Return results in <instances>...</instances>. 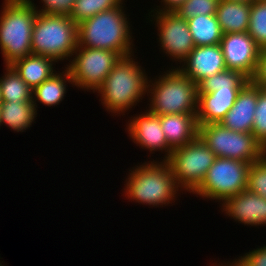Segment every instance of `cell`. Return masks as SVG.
I'll list each match as a JSON object with an SVG mask.
<instances>
[{"instance_id":"6","label":"cell","mask_w":266,"mask_h":266,"mask_svg":"<svg viewBox=\"0 0 266 266\" xmlns=\"http://www.w3.org/2000/svg\"><path fill=\"white\" fill-rule=\"evenodd\" d=\"M248 81L242 73L227 69L202 80L198 84V125L220 123Z\"/></svg>"},{"instance_id":"21","label":"cell","mask_w":266,"mask_h":266,"mask_svg":"<svg viewBox=\"0 0 266 266\" xmlns=\"http://www.w3.org/2000/svg\"><path fill=\"white\" fill-rule=\"evenodd\" d=\"M62 73L55 72L49 79L36 86L32 91V102L37 112V101L45 106H57L66 94V82L74 84L69 70L65 67Z\"/></svg>"},{"instance_id":"27","label":"cell","mask_w":266,"mask_h":266,"mask_svg":"<svg viewBox=\"0 0 266 266\" xmlns=\"http://www.w3.org/2000/svg\"><path fill=\"white\" fill-rule=\"evenodd\" d=\"M219 0H186L175 12L188 19L199 15H216Z\"/></svg>"},{"instance_id":"1","label":"cell","mask_w":266,"mask_h":266,"mask_svg":"<svg viewBox=\"0 0 266 266\" xmlns=\"http://www.w3.org/2000/svg\"><path fill=\"white\" fill-rule=\"evenodd\" d=\"M122 4L78 24L77 46L114 51L121 57L132 55L131 26Z\"/></svg>"},{"instance_id":"3","label":"cell","mask_w":266,"mask_h":266,"mask_svg":"<svg viewBox=\"0 0 266 266\" xmlns=\"http://www.w3.org/2000/svg\"><path fill=\"white\" fill-rule=\"evenodd\" d=\"M131 170L126 178L125 198L152 207L168 206L176 199L179 187L167 161H146Z\"/></svg>"},{"instance_id":"15","label":"cell","mask_w":266,"mask_h":266,"mask_svg":"<svg viewBox=\"0 0 266 266\" xmlns=\"http://www.w3.org/2000/svg\"><path fill=\"white\" fill-rule=\"evenodd\" d=\"M182 62L177 68L197 85L227 69L220 44L195 46Z\"/></svg>"},{"instance_id":"7","label":"cell","mask_w":266,"mask_h":266,"mask_svg":"<svg viewBox=\"0 0 266 266\" xmlns=\"http://www.w3.org/2000/svg\"><path fill=\"white\" fill-rule=\"evenodd\" d=\"M32 54L59 60L73 57L78 45L77 24L65 15L39 14L32 29Z\"/></svg>"},{"instance_id":"19","label":"cell","mask_w":266,"mask_h":266,"mask_svg":"<svg viewBox=\"0 0 266 266\" xmlns=\"http://www.w3.org/2000/svg\"><path fill=\"white\" fill-rule=\"evenodd\" d=\"M55 62L47 56L30 54L16 60L10 66L31 89H34L56 72L53 68Z\"/></svg>"},{"instance_id":"17","label":"cell","mask_w":266,"mask_h":266,"mask_svg":"<svg viewBox=\"0 0 266 266\" xmlns=\"http://www.w3.org/2000/svg\"><path fill=\"white\" fill-rule=\"evenodd\" d=\"M257 99L258 86L249 80L238 92L234 105L220 123L236 132L251 133Z\"/></svg>"},{"instance_id":"34","label":"cell","mask_w":266,"mask_h":266,"mask_svg":"<svg viewBox=\"0 0 266 266\" xmlns=\"http://www.w3.org/2000/svg\"><path fill=\"white\" fill-rule=\"evenodd\" d=\"M227 1H234V2H240V3H252L255 0H227Z\"/></svg>"},{"instance_id":"11","label":"cell","mask_w":266,"mask_h":266,"mask_svg":"<svg viewBox=\"0 0 266 266\" xmlns=\"http://www.w3.org/2000/svg\"><path fill=\"white\" fill-rule=\"evenodd\" d=\"M75 55V56H74ZM66 68L72 76L73 86L93 90L103 84L121 56L114 51L77 46Z\"/></svg>"},{"instance_id":"35","label":"cell","mask_w":266,"mask_h":266,"mask_svg":"<svg viewBox=\"0 0 266 266\" xmlns=\"http://www.w3.org/2000/svg\"><path fill=\"white\" fill-rule=\"evenodd\" d=\"M2 103H3V100H2L1 86H0V106H1Z\"/></svg>"},{"instance_id":"9","label":"cell","mask_w":266,"mask_h":266,"mask_svg":"<svg viewBox=\"0 0 266 266\" xmlns=\"http://www.w3.org/2000/svg\"><path fill=\"white\" fill-rule=\"evenodd\" d=\"M215 159L216 155L198 136L192 142L173 149L166 161L172 169L177 186L193 193Z\"/></svg>"},{"instance_id":"30","label":"cell","mask_w":266,"mask_h":266,"mask_svg":"<svg viewBox=\"0 0 266 266\" xmlns=\"http://www.w3.org/2000/svg\"><path fill=\"white\" fill-rule=\"evenodd\" d=\"M39 14L70 16L76 0H41L43 7L38 9L32 0H29Z\"/></svg>"},{"instance_id":"8","label":"cell","mask_w":266,"mask_h":266,"mask_svg":"<svg viewBox=\"0 0 266 266\" xmlns=\"http://www.w3.org/2000/svg\"><path fill=\"white\" fill-rule=\"evenodd\" d=\"M198 136L216 157L254 163L266 154V149L252 133L230 130L221 123L199 125Z\"/></svg>"},{"instance_id":"28","label":"cell","mask_w":266,"mask_h":266,"mask_svg":"<svg viewBox=\"0 0 266 266\" xmlns=\"http://www.w3.org/2000/svg\"><path fill=\"white\" fill-rule=\"evenodd\" d=\"M246 189L266 198V154L250 164Z\"/></svg>"},{"instance_id":"23","label":"cell","mask_w":266,"mask_h":266,"mask_svg":"<svg viewBox=\"0 0 266 266\" xmlns=\"http://www.w3.org/2000/svg\"><path fill=\"white\" fill-rule=\"evenodd\" d=\"M186 21L195 46L220 44L223 32L216 15H199Z\"/></svg>"},{"instance_id":"31","label":"cell","mask_w":266,"mask_h":266,"mask_svg":"<svg viewBox=\"0 0 266 266\" xmlns=\"http://www.w3.org/2000/svg\"><path fill=\"white\" fill-rule=\"evenodd\" d=\"M240 257L229 264L231 266H266V245Z\"/></svg>"},{"instance_id":"24","label":"cell","mask_w":266,"mask_h":266,"mask_svg":"<svg viewBox=\"0 0 266 266\" xmlns=\"http://www.w3.org/2000/svg\"><path fill=\"white\" fill-rule=\"evenodd\" d=\"M6 72L0 77L2 100L8 102L32 101V91L27 83L10 66H5Z\"/></svg>"},{"instance_id":"26","label":"cell","mask_w":266,"mask_h":266,"mask_svg":"<svg viewBox=\"0 0 266 266\" xmlns=\"http://www.w3.org/2000/svg\"><path fill=\"white\" fill-rule=\"evenodd\" d=\"M247 32L261 50L266 49V0H255L251 3Z\"/></svg>"},{"instance_id":"12","label":"cell","mask_w":266,"mask_h":266,"mask_svg":"<svg viewBox=\"0 0 266 266\" xmlns=\"http://www.w3.org/2000/svg\"><path fill=\"white\" fill-rule=\"evenodd\" d=\"M151 12L153 15H150ZM149 13V18H155L150 21H155V26L158 27L160 49L181 65L195 47L186 19L175 11L152 10Z\"/></svg>"},{"instance_id":"14","label":"cell","mask_w":266,"mask_h":266,"mask_svg":"<svg viewBox=\"0 0 266 266\" xmlns=\"http://www.w3.org/2000/svg\"><path fill=\"white\" fill-rule=\"evenodd\" d=\"M127 124L126 130L134 143L151 153L152 151L153 153L154 151H165L162 160L166 161L170 157L173 149L167 143L166 136L161 128L159 115H154L152 112L145 110L142 114L131 117Z\"/></svg>"},{"instance_id":"5","label":"cell","mask_w":266,"mask_h":266,"mask_svg":"<svg viewBox=\"0 0 266 266\" xmlns=\"http://www.w3.org/2000/svg\"><path fill=\"white\" fill-rule=\"evenodd\" d=\"M0 15V48L5 65L32 54L37 11L29 0H4Z\"/></svg>"},{"instance_id":"33","label":"cell","mask_w":266,"mask_h":266,"mask_svg":"<svg viewBox=\"0 0 266 266\" xmlns=\"http://www.w3.org/2000/svg\"><path fill=\"white\" fill-rule=\"evenodd\" d=\"M186 0H161L162 8H156L155 11H175L179 6H181Z\"/></svg>"},{"instance_id":"4","label":"cell","mask_w":266,"mask_h":266,"mask_svg":"<svg viewBox=\"0 0 266 266\" xmlns=\"http://www.w3.org/2000/svg\"><path fill=\"white\" fill-rule=\"evenodd\" d=\"M159 75L156 80H148V111L154 115L197 114L198 85L184 75L176 66ZM154 82V83H153ZM149 93V94H148Z\"/></svg>"},{"instance_id":"22","label":"cell","mask_w":266,"mask_h":266,"mask_svg":"<svg viewBox=\"0 0 266 266\" xmlns=\"http://www.w3.org/2000/svg\"><path fill=\"white\" fill-rule=\"evenodd\" d=\"M32 101L8 102L3 101L0 106V123L8 126L13 131L24 132L32 126L37 117Z\"/></svg>"},{"instance_id":"13","label":"cell","mask_w":266,"mask_h":266,"mask_svg":"<svg viewBox=\"0 0 266 266\" xmlns=\"http://www.w3.org/2000/svg\"><path fill=\"white\" fill-rule=\"evenodd\" d=\"M220 46L227 70L238 71L251 80L257 69L261 49L248 32L223 34Z\"/></svg>"},{"instance_id":"18","label":"cell","mask_w":266,"mask_h":266,"mask_svg":"<svg viewBox=\"0 0 266 266\" xmlns=\"http://www.w3.org/2000/svg\"><path fill=\"white\" fill-rule=\"evenodd\" d=\"M160 122L167 143L172 149L184 146L198 137L196 114L160 115Z\"/></svg>"},{"instance_id":"16","label":"cell","mask_w":266,"mask_h":266,"mask_svg":"<svg viewBox=\"0 0 266 266\" xmlns=\"http://www.w3.org/2000/svg\"><path fill=\"white\" fill-rule=\"evenodd\" d=\"M222 204V211L228 217L251 226H266V198L253 192L243 190Z\"/></svg>"},{"instance_id":"2","label":"cell","mask_w":266,"mask_h":266,"mask_svg":"<svg viewBox=\"0 0 266 266\" xmlns=\"http://www.w3.org/2000/svg\"><path fill=\"white\" fill-rule=\"evenodd\" d=\"M138 64L134 61V54L121 57L95 91L101 94L100 101L109 113H125L144 98L148 79L151 78L147 77L145 69Z\"/></svg>"},{"instance_id":"25","label":"cell","mask_w":266,"mask_h":266,"mask_svg":"<svg viewBox=\"0 0 266 266\" xmlns=\"http://www.w3.org/2000/svg\"><path fill=\"white\" fill-rule=\"evenodd\" d=\"M124 0H76L70 18L78 25L96 14L118 7Z\"/></svg>"},{"instance_id":"20","label":"cell","mask_w":266,"mask_h":266,"mask_svg":"<svg viewBox=\"0 0 266 266\" xmlns=\"http://www.w3.org/2000/svg\"><path fill=\"white\" fill-rule=\"evenodd\" d=\"M251 3L219 0L216 16L223 34L247 32Z\"/></svg>"},{"instance_id":"10","label":"cell","mask_w":266,"mask_h":266,"mask_svg":"<svg viewBox=\"0 0 266 266\" xmlns=\"http://www.w3.org/2000/svg\"><path fill=\"white\" fill-rule=\"evenodd\" d=\"M249 168L248 162L216 157L193 194L223 203L228 198L246 190Z\"/></svg>"},{"instance_id":"29","label":"cell","mask_w":266,"mask_h":266,"mask_svg":"<svg viewBox=\"0 0 266 266\" xmlns=\"http://www.w3.org/2000/svg\"><path fill=\"white\" fill-rule=\"evenodd\" d=\"M251 133L266 149V89L260 86Z\"/></svg>"},{"instance_id":"32","label":"cell","mask_w":266,"mask_h":266,"mask_svg":"<svg viewBox=\"0 0 266 266\" xmlns=\"http://www.w3.org/2000/svg\"><path fill=\"white\" fill-rule=\"evenodd\" d=\"M251 81L266 89V49L260 51L257 69Z\"/></svg>"}]
</instances>
